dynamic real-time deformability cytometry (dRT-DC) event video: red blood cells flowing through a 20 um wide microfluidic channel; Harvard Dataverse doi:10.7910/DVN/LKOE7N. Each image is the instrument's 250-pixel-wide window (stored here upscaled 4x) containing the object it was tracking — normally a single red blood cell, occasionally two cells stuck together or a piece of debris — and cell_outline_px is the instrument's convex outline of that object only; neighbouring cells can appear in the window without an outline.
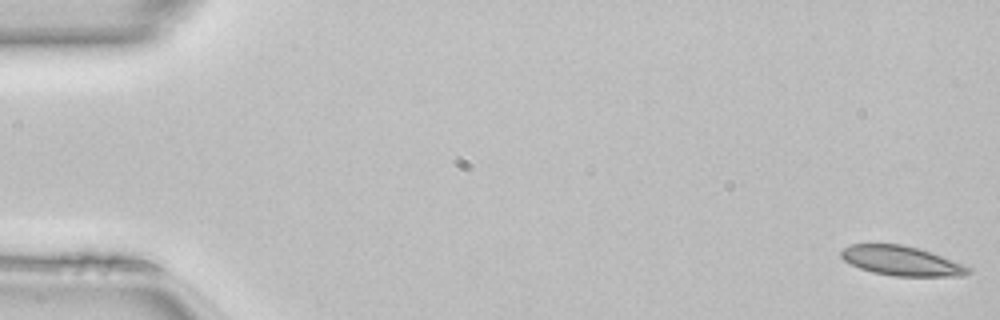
{"species": "common noctule bat (a hibernating species)", "species_latin": "Nyctalus noctula", "temperature_condition": "room temperature", "stored_images_in_passage": 50, "camera_frame_rate_fps": 3000, "um_per_image_px": 0.085, "animal": {"sex": "female", "body_mass_g": 22.7, "forearm_length_mm": 54.2}, "frame": {"image": 1, "passage_image": 1, "time_ms": 0.0, "image_size_px": [1000, 320], "cell_outline_px": [[972, 272], [960, 276], [892, 276], [872, 272], [860, 268], [844, 260], [840, 256], [840, 252], [848, 244], [904, 244], [968, 264], [972, 268]], "centroid_in_image_um": [76.68, 22.17], "position_along_channel_um": 8.3, "area_um2": 22.14}}
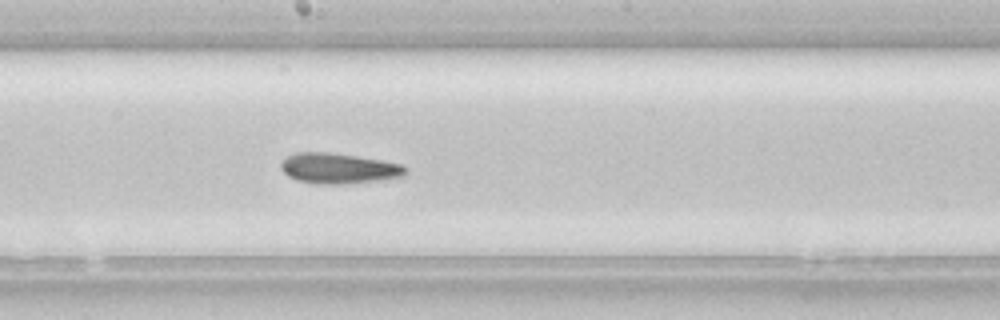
{"frame": {"image": 2, "passage_image": 27, "time_ms": 8.667, "image_size_px": [1000, 320], "cell_outline_px": [[408, 172], [404, 176], [340, 184], [316, 184], [296, 180], [288, 176], [280, 168], [280, 164], [288, 156], [296, 152], [328, 152], [384, 160], [400, 164], [408, 168]], "centroid_in_image_um": [28.77, 14.3], "position_along_channel_um": 219.4, "area_um2": 21.96}}
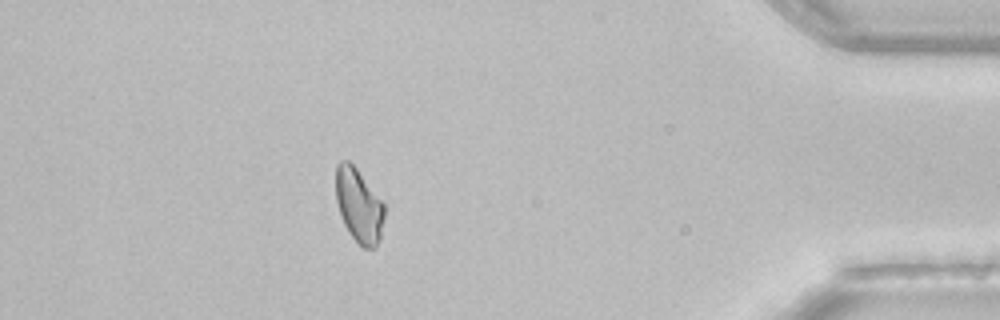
{"frame": {"image": 3, "passage_image": 44, "time_ms": 14.333, "image_size_px": [1000, 320], "cell_outline_px": [[384, 216], [380, 240], [376, 248], [364, 248], [348, 232], [344, 224], [336, 200], [336, 164], [340, 160], [348, 160], [356, 168], [384, 204]], "centroid_in_image_um": [30.5, 17.47], "position_along_channel_um": 404.7, "area_um2": 20.69}, "authors_computed_cell_mechanics": {"area_um2": 21.9929, "velocity_mm_per_s": 4.1264, "shape_relaxation_time_tau1_ms": 6.0302, "shape_relaxation_time_tau2_ms": 2.8604, "deformation_change_tau1": 0.1071, "deformation_change_tau2": 0.0741}}